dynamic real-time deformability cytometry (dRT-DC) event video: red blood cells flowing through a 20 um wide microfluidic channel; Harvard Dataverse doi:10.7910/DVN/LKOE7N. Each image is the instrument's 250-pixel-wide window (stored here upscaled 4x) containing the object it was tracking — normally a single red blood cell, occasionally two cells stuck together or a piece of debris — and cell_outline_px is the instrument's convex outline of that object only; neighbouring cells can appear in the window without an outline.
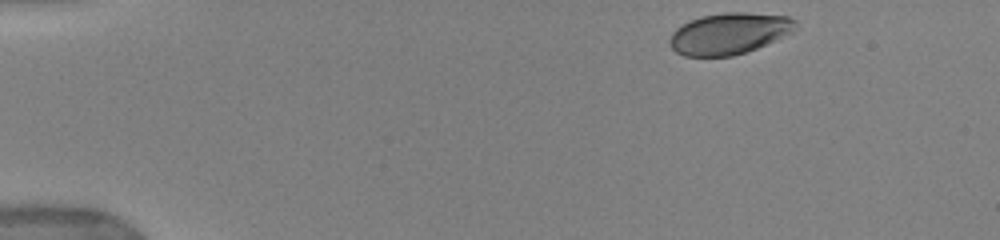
{"species": "human", "species_latin": "Homo sapiens", "temperature_condition": "warm", "stored_images_in_passage": 49, "camera_frame_rate_fps": 3000, "um_per_image_px": 0.085, "donor": {"sex": "female"}, "frame": {"image": 1, "passage_image": 1, "time_ms": 0.0, "image_size_px": [1000, 240], "cell_outline_px": [[796, 24], [792, 32], [776, 40], [756, 48], [732, 56], [684, 56], [676, 52], [672, 48], [668, 40], [672, 32], [676, 28], [688, 20], [700, 16], [724, 12], [744, 12], [788, 16], [796, 20]], "centroid_in_image_um": [61.94, 2.84], "position_along_channel_um": 23.1, "area_um2": 30.4}}
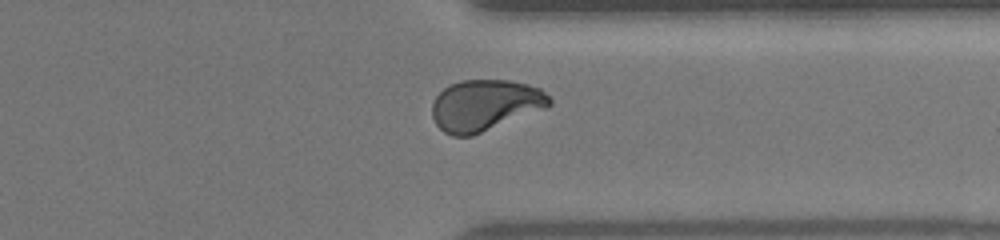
{"frame": {"image": 2, "passage_image": 36, "time_ms": 11.333, "image_size_px": [1000, 240], "cell_outline_px": [[552, 104], [548, 108], [472, 136], [452, 136], [444, 132], [436, 124], [432, 116], [432, 104], [436, 96], [444, 88], [460, 80], [508, 80], [528, 84], [540, 88], [552, 100]], "centroid_in_image_um": [41.25, 8.95], "position_along_channel_um": 370.2, "area_um2": 35.2}}
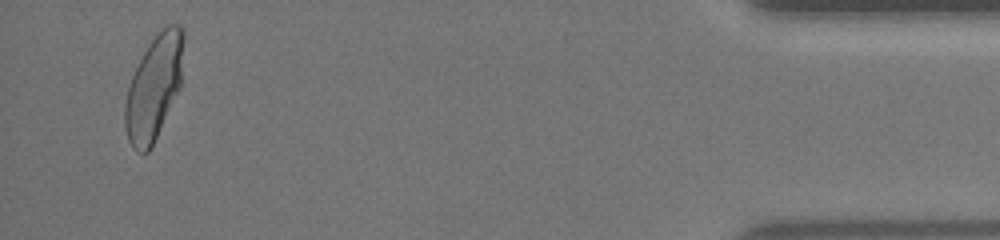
{"frame": {"image": 3, "passage_image": 46, "time_ms": 14.333, "image_size_px": [1000, 240], "cell_outline_px": [[184, 36], [180, 88], [148, 152], [136, 152], [132, 148], [128, 140], [124, 124], [124, 104], [128, 88], [132, 76], [144, 52], [152, 40], [168, 24], [180, 24], [184, 28]], "centroid_in_image_um": [13.08, 7.44], "position_along_channel_um": 422.1, "area_um2": 35.14}, "authors_computed_cell_mechanics": {"area_um2": 34.5644, "velocity_mm_per_s": 3.9399, "shape_relaxation_time_tau1_ms": 3.9867, "shape_relaxation_time_tau2_ms": null, "deformation_change_tau1": 0.1797, "deformation_change_tau2": null}}